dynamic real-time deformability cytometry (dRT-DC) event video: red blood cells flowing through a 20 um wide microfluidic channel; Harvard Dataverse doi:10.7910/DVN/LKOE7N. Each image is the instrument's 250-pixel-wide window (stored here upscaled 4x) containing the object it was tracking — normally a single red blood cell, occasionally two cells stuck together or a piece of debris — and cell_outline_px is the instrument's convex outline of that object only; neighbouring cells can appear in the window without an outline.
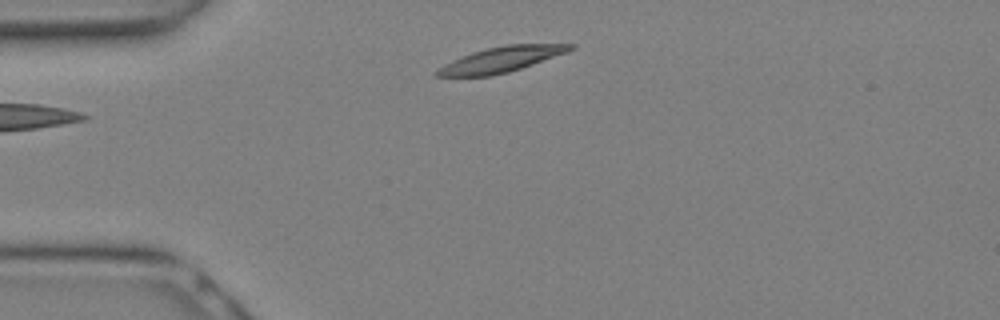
{"species": "Egyptian fruit bat (a non-hibernating species)", "species_latin": "Rousettus aegyptiacus", "temperature_condition": "warm", "stored_images_in_passage": 6, "camera_frame_rate_fps": 3000, "um_per_image_px": 0.085, "animal": {"sex": "female"}, "frame": {"image": 1, "passage_image": 1, "time_ms": 0.0, "image_size_px": [1000, 320], "cell_outline_px": [[576, 48], [568, 52], [508, 72], [492, 76], [436, 76], [436, 72], [444, 64], [452, 60], [472, 52], [488, 48], [508, 44], [576, 44]], "centroid_in_image_um": [42.64, 5.05], "position_along_channel_um": 42.4, "area_um2": 19.42}}
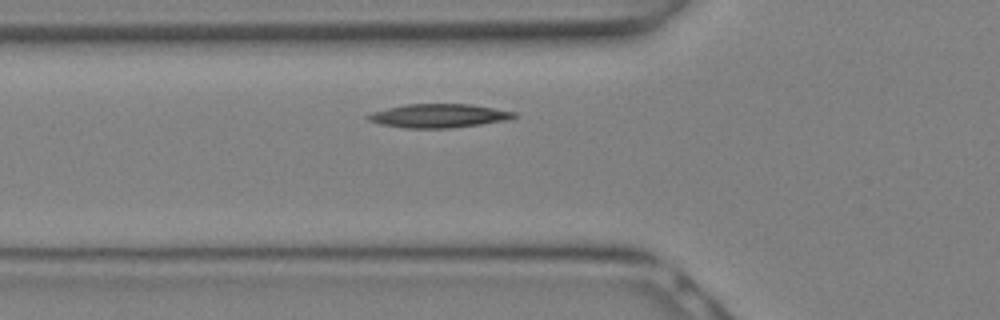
{"frame": {"image": 2, "passage_image": 4, "time_ms": 1.0, "image_size_px": [1000, 320], "cell_outline_px": [[516, 116], [504, 120], [480, 124], [452, 128], [404, 128], [380, 124], [368, 120], [364, 116], [372, 112], [404, 104], [472, 104], [516, 112]], "centroid_in_image_um": [37.24, 9.84], "position_along_channel_um": 88.6, "area_um2": 20.11}}
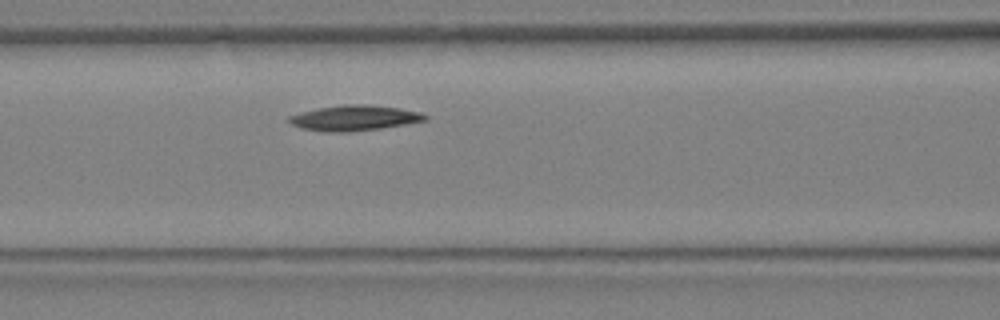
{"frame": {"image": 3, "passage_image": 6, "time_ms": 1.667, "image_size_px": [1000, 320], "cell_outline_px": [[428, 120], [380, 128], [348, 132], [324, 132], [304, 128], [292, 124], [288, 120], [288, 116], [300, 112], [316, 108], [344, 104], [368, 104], [400, 108], [420, 112], [428, 116]], "centroid_in_image_um": [30.12, 10.01], "position_along_channel_um": 136.5, "area_um2": 20.11}}